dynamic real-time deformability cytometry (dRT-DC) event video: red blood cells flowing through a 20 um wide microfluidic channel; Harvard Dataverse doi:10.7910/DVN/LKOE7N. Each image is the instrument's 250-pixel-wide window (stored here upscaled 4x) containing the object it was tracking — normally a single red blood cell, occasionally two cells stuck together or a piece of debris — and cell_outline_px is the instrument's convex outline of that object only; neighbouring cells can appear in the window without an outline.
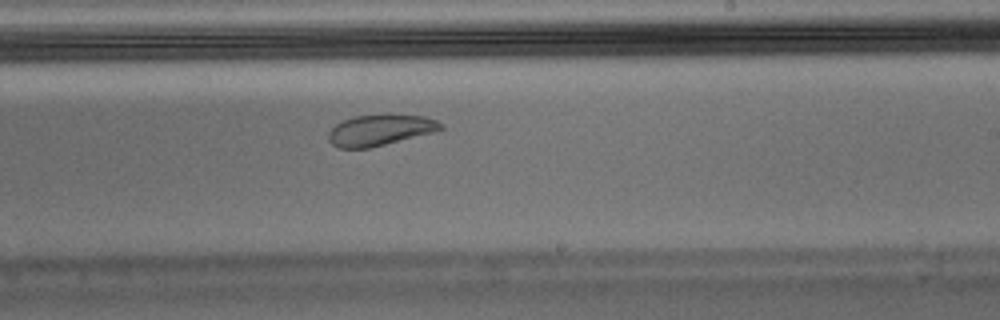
{"species": "Egyptian fruit bat (a non-hibernating species)", "species_latin": "Rousettus aegyptiacus", "temperature_condition": "warm", "stored_images_in_passage": 33, "camera_frame_rate_fps": 3000, "um_per_image_px": 0.085, "animal": {"sex": "male"}, "frame": {"image": 1, "passage_image": 19, "time_ms": 6.0, "image_size_px": [1000, 320], "cell_outline_px": [[444, 128], [436, 132], [368, 148], [340, 148], [332, 144], [328, 140], [328, 132], [336, 124], [352, 116], [388, 112], [424, 116], [436, 120], [444, 124]], "centroid_in_image_um": [32.35, 11.01], "position_along_channel_um": 256.7, "area_um2": 20.92}, "authors_computed_cell_mechanics": {"area_um2": 21.386, "velocity_mm_per_s": 3.675, "shape_relaxation_time_tau1_ms": 10.9046, "shape_relaxation_time_tau2_ms": 2.1872, "deformation_change_tau1": 0.2622, "deformation_change_tau2": 0.0821}}